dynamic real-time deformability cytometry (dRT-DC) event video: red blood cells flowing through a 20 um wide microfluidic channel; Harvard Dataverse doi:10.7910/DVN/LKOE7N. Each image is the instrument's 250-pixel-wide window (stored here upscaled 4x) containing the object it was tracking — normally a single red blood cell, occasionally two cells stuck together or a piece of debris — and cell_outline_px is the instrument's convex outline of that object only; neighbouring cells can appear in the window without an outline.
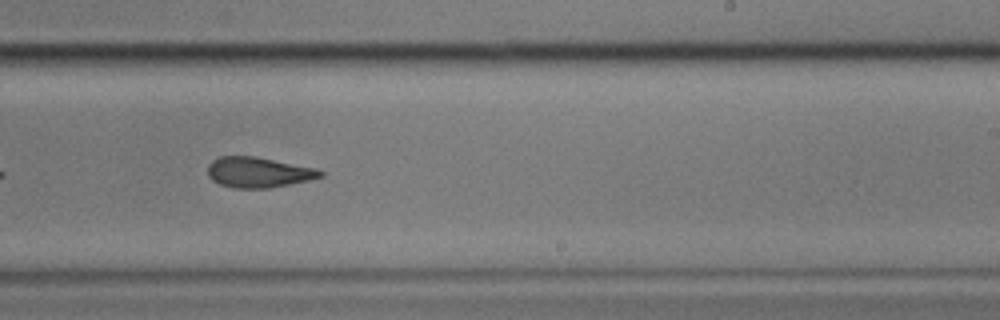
{"species": "common noctule bat (a hibernating species)", "species_latin": "Nyctalus noctula", "temperature_condition": "cold", "stored_images_in_passage": 25, "camera_frame_rate_fps": 3000, "um_per_image_px": 0.085, "animal": {"sex": "male", "body_mass_g": 17.9}, "frame": {"image": 1, "passage_image": 21, "time_ms": 6.667, "image_size_px": [1000, 320], "cell_outline_px": [[324, 176], [308, 180], [268, 188], [236, 188], [220, 184], [212, 180], [208, 176], [208, 164], [212, 160], [220, 156], [256, 156], [316, 168], [324, 172]], "centroid_in_image_um": [21.95, 14.63], "position_along_channel_um": 267.0, "area_um2": 19.94}}